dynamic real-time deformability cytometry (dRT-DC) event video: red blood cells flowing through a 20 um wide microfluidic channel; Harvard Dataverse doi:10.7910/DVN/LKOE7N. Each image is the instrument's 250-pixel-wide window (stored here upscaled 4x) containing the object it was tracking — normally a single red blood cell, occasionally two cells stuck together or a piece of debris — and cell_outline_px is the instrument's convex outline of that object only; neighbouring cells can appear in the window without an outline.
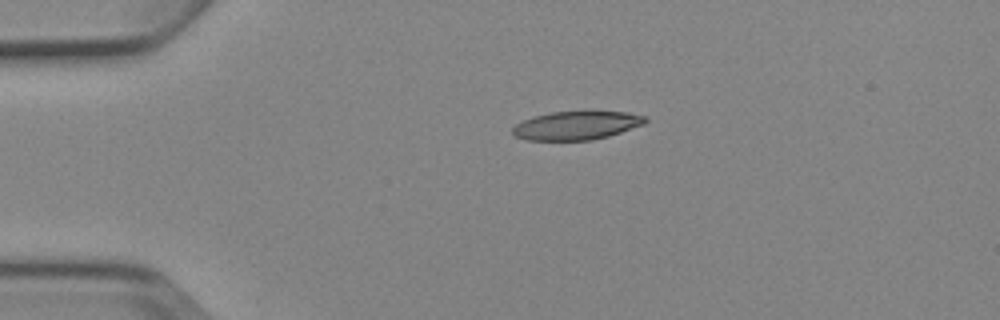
{"species": "Egyptian fruit bat (a non-hibernating species)", "species_latin": "Rousettus aegyptiacus", "temperature_condition": "cold", "stored_images_in_passage": 2, "camera_frame_rate_fps": 3000, "um_per_image_px": 0.085, "animal": {"sex": "female"}, "frame": {"image": 1, "passage_image": 1, "time_ms": 0.0, "image_size_px": [1000, 320], "cell_outline_px": [[648, 120], [644, 124], [608, 136], [592, 140], [524, 140], [512, 136], [512, 128], [516, 124], [532, 116], [552, 112], [628, 112], [648, 116]], "centroid_in_image_um": [48.98, 10.67], "position_along_channel_um": 36.0, "area_um2": 22.08}}